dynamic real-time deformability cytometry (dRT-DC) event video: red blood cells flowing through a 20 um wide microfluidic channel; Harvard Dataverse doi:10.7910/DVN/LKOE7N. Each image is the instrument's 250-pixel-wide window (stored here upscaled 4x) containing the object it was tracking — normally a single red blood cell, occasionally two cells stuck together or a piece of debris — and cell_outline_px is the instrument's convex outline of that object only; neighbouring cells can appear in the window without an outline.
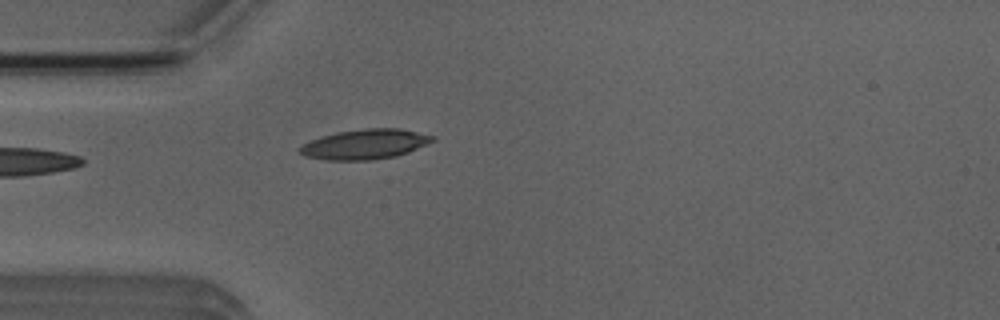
{"species": "Egyptian fruit bat (a non-hibernating species)", "species_latin": "Rousettus aegyptiacus", "temperature_condition": "room temperature", "stored_images_in_passage": 1, "camera_frame_rate_fps": 3000, "um_per_image_px": 0.085, "animal": {"sex": "male"}, "frame": {"image": 1, "passage_image": 1, "time_ms": 0.0, "image_size_px": [1000, 320], "cell_outline_px": [[436, 140], [408, 152], [396, 156], [372, 160], [324, 160], [304, 156], [300, 152], [300, 148], [304, 144], [320, 136], [336, 132], [364, 128], [400, 128], [436, 136]], "centroid_in_image_um": [31.05, 12.25], "position_along_channel_um": 54.0, "area_um2": 23.24}}